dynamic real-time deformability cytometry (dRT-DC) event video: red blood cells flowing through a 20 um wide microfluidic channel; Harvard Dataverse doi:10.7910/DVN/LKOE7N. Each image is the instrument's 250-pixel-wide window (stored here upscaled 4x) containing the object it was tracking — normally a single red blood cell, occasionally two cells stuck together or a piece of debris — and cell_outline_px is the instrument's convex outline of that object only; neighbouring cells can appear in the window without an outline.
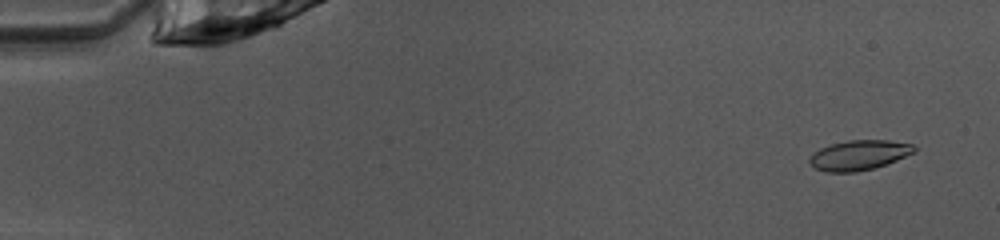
{"species": "common noctule bat (a hibernating species)", "species_latin": "Nyctalus noctula", "temperature_condition": "warm", "stored_images_in_passage": 50, "camera_frame_rate_fps": 3000, "um_per_image_px": 0.085, "animal": {"sex": "female", "body_mass_g": 10.0, "forearm_length_mm": 53.1}, "frame": {"image": 1, "passage_image": 3, "time_ms": 0.667, "image_size_px": [1000, 240], "cell_outline_px": [[916, 152], [896, 160], [872, 168], [856, 172], [824, 172], [808, 164], [808, 160], [812, 152], [820, 148], [832, 144], [848, 140], [888, 140], [912, 144], [916, 148]], "centroid_in_image_um": [72.97, 13.18], "position_along_channel_um": 12.0, "area_um2": 18.26}}
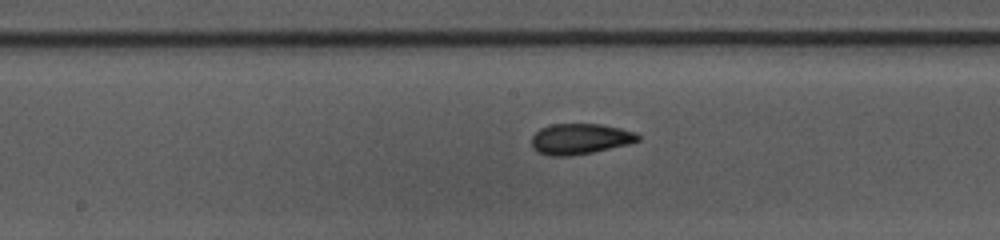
{"frame": {"image": 2, "passage_image": 26, "time_ms": 8.333, "image_size_px": [1000, 240], "cell_outline_px": [[640, 140], [628, 144], [592, 152], [572, 156], [548, 156], [536, 152], [532, 148], [532, 136], [540, 128], [552, 124], [600, 124], [620, 128], [636, 132], [640, 136]], "centroid_in_image_um": [49.28, 11.81], "position_along_channel_um": 198.9, "area_um2": 19.13}}
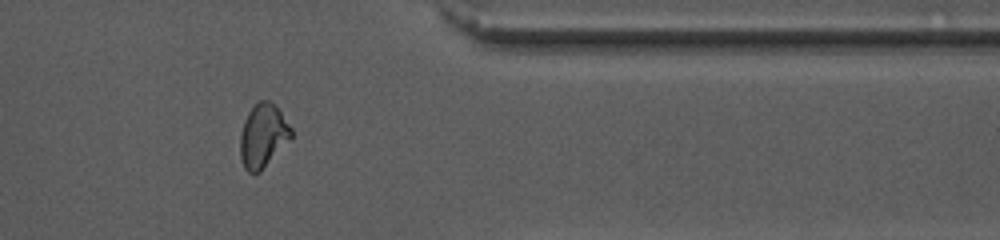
{"frame": {"image": 3, "passage_image": 41, "time_ms": 13.333, "image_size_px": [1000, 240], "cell_outline_px": [[292, 136], [260, 172], [252, 176], [244, 168], [240, 156], [240, 136], [244, 120], [248, 112], [260, 100], [268, 100], [276, 104], [292, 128]], "centroid_in_image_um": [22.34, 11.54], "position_along_channel_um": 389.1, "area_um2": 18.96}, "authors_computed_cell_mechanics": {"area_um2": 18.785, "velocity_mm_per_s": 4.037, "shape_relaxation_time_tau1_ms": 5.9857, "shape_relaxation_time_tau2_ms": 1.8679, "deformation_change_tau1": 0.1587, "deformation_change_tau2": 0.075}}